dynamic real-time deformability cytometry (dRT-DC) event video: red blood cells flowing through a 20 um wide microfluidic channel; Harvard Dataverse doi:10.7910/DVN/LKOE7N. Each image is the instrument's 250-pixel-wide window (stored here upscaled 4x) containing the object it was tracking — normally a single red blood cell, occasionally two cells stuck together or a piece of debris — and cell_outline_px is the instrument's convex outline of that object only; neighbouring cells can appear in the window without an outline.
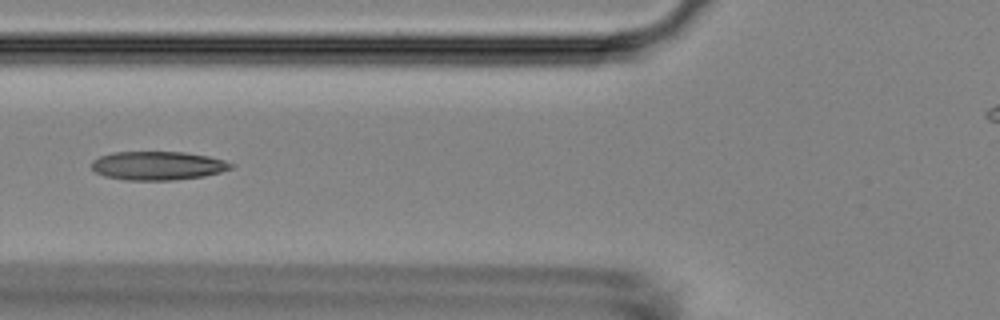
{"species": "Egyptian fruit bat (a non-hibernating species)", "species_latin": "Rousettus aegyptiacus", "temperature_condition": "room temperature", "stored_images_in_passage": 33, "camera_frame_rate_fps": 3000, "um_per_image_px": 0.085, "animal": {"sex": "female"}, "frame": {"image": 1, "passage_image": 12, "time_ms": 3.667, "image_size_px": [1000, 320], "cell_outline_px": [[236, 164], [232, 168], [220, 172], [204, 176], [172, 180], [124, 180], [104, 176], [96, 172], [92, 168], [92, 160], [100, 156], [112, 152], [184, 152], [208, 156], [224, 160]], "centroid_in_image_um": [13.41, 14.08], "position_along_channel_um": 112.4, "area_um2": 23.35}}
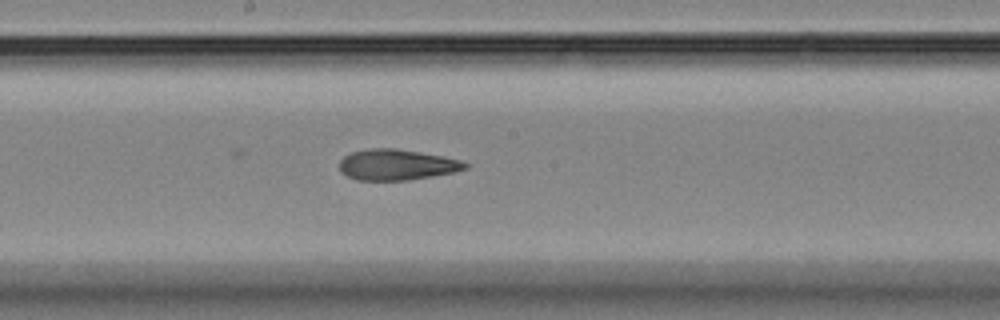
{"frame": {"image": 2, "passage_image": 20, "time_ms": 6.333, "image_size_px": [1000, 320], "cell_outline_px": [[468, 168], [456, 172], [408, 180], [356, 180], [340, 172], [340, 160], [344, 156], [352, 152], [368, 148], [396, 148], [444, 156], [460, 160], [468, 164]], "centroid_in_image_um": [33.73, 14.0], "position_along_channel_um": 214.5, "area_um2": 22.66}}
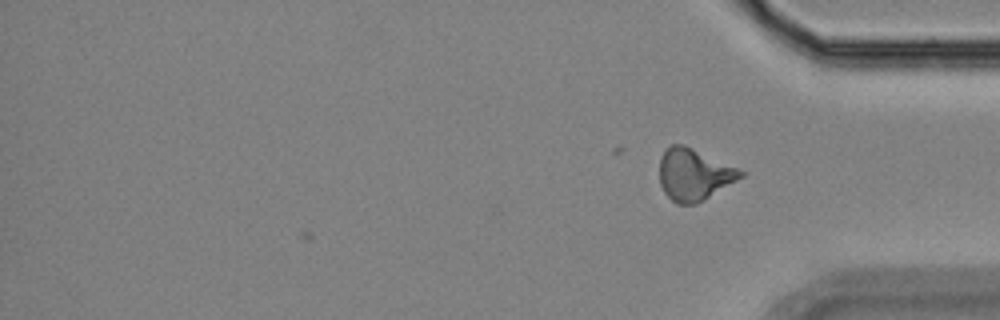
{"frame": {"image": 3, "passage_image": 33, "time_ms": 10.667, "image_size_px": [1000, 320], "cell_outline_px": [[744, 176], [696, 204], [676, 204], [664, 192], [660, 184], [660, 156], [664, 148], [672, 144], [684, 144], [736, 168], [744, 172]], "centroid_in_image_um": [58.94, 14.83], "position_along_channel_um": 376.3, "area_um2": 24.22}, "authors_computed_cell_mechanics": {"area_um2": 23.0622, "velocity_mm_per_s": 3.814, "shape_relaxation_time_tau1_ms": 5.0864, "shape_relaxation_time_tau2_ms": 3.9842, "deformation_change_tau1": 0.1443, "deformation_change_tau2": 0.1317}}